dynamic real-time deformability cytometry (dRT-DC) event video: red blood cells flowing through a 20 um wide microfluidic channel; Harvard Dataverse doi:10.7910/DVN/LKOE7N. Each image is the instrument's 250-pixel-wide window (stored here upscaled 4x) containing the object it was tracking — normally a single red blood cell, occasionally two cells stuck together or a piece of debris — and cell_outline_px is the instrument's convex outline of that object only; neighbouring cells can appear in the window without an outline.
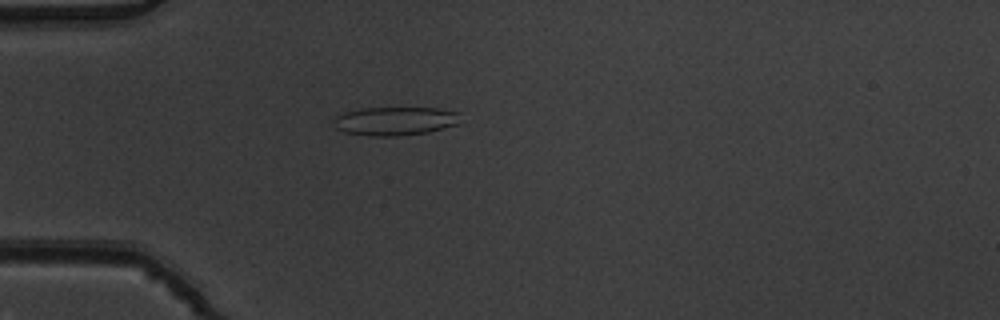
{"species": "common noctule bat (a hibernating species)", "species_latin": "Nyctalus noctula", "temperature_condition": "warm", "stored_images_in_passage": 34, "camera_frame_rate_fps": 3000, "um_per_image_px": 0.085, "animal": {"sex": "male", "body_mass_g": 19.5, "forearm_length_mm": 54.6}, "frame": {"image": 1, "passage_image": 2, "time_ms": 0.333, "image_size_px": [1000, 320], "cell_outline_px": [[460, 112], [456, 124], [428, 132], [400, 136], [368, 136], [344, 132], [336, 128], [332, 124], [332, 120], [336, 116], [344, 112], [360, 108], [436, 108]], "centroid_in_image_um": [33.51, 10.29], "position_along_channel_um": 51.5, "area_um2": 21.15}}
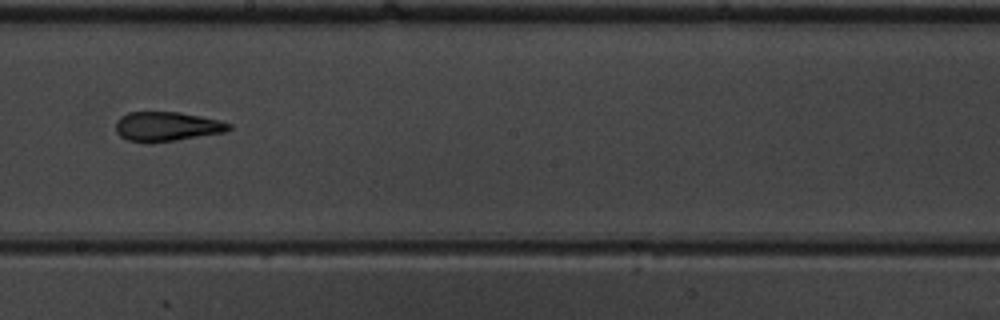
{"frame": {"image": 2, "passage_image": 17, "time_ms": 5.333, "image_size_px": [1000, 320], "cell_outline_px": [[232, 128], [224, 132], [176, 140], [128, 140], [120, 136], [116, 132], [116, 120], [120, 116], [128, 112], [180, 112], [220, 120], [232, 124]], "centroid_in_image_um": [14.2, 10.71], "position_along_channel_um": 234.0, "area_um2": 18.9}}
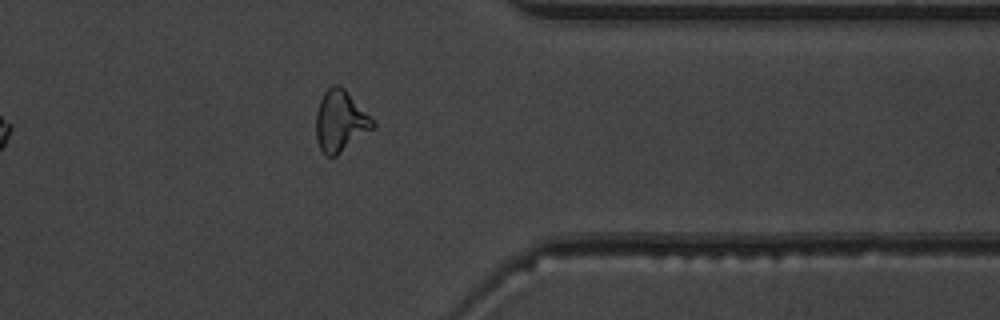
{"frame": {"image": 3, "passage_image": 29, "time_ms": 9.333, "image_size_px": [1000, 320], "cell_outline_px": [[376, 128], [336, 156], [328, 156], [320, 148], [316, 140], [316, 112], [320, 100], [324, 92], [332, 84], [340, 84], [376, 120]], "centroid_in_image_um": [28.98, 10.28], "position_along_channel_um": 382.4, "area_um2": 20.69}, "authors_computed_cell_mechanics": {"area_um2": 19.7965, "velocity_mm_per_s": 3.9072, "shape_relaxation_time_tau1_ms": null, "shape_relaxation_time_tau2_ms": 2.0815, "deformation_change_tau1": null, "deformation_change_tau2": 0.1301}}